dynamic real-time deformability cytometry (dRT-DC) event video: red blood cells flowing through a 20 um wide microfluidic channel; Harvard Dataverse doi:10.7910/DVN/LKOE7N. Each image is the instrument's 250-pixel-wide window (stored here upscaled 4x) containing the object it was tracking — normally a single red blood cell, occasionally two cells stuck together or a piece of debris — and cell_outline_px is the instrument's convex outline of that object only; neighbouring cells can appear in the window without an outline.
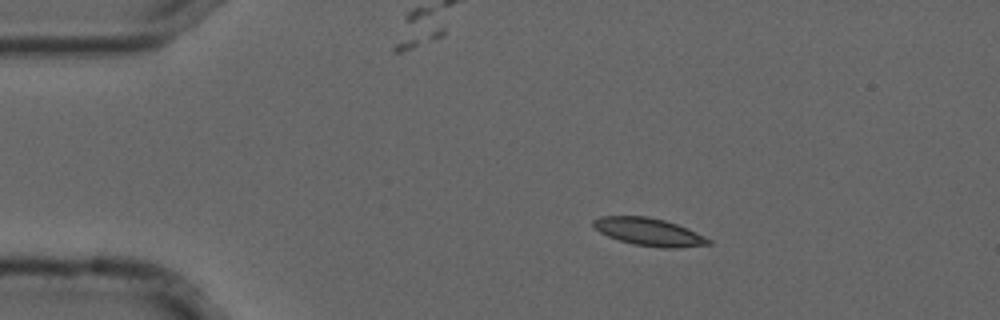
{"species": "common noctule bat (a hibernating species)", "species_latin": "Nyctalus noctula", "temperature_condition": "cold", "stored_images_in_passage": 46, "camera_frame_rate_fps": 3000, "um_per_image_px": 0.085, "animal": {"sex": "male", "forearm_length_mm": 52.5}, "frame": {"image": 1, "passage_image": 1, "time_ms": 0.0, "image_size_px": [1000, 320], "cell_outline_px": [[712, 244], [676, 248], [660, 248], [632, 244], [608, 236], [600, 232], [592, 224], [592, 220], [600, 216], [648, 216], [664, 220], [676, 224], [696, 232], [712, 240]], "centroid_in_image_um": [55.16, 19.71], "position_along_channel_um": 29.8, "area_um2": 18.55}}
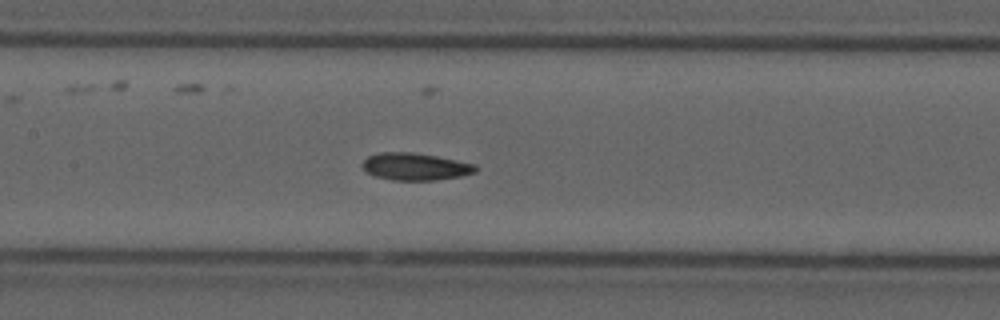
{"frame": {"image": 2, "passage_image": 17, "time_ms": 5.333, "image_size_px": [1000, 320], "cell_outline_px": [[476, 172], [460, 176], [436, 180], [392, 180], [376, 176], [368, 172], [360, 164], [368, 156], [380, 152], [412, 152], [436, 156], [476, 164]], "centroid_in_image_um": [35.29, 14.15], "position_along_channel_um": 172.1, "area_um2": 17.86}}
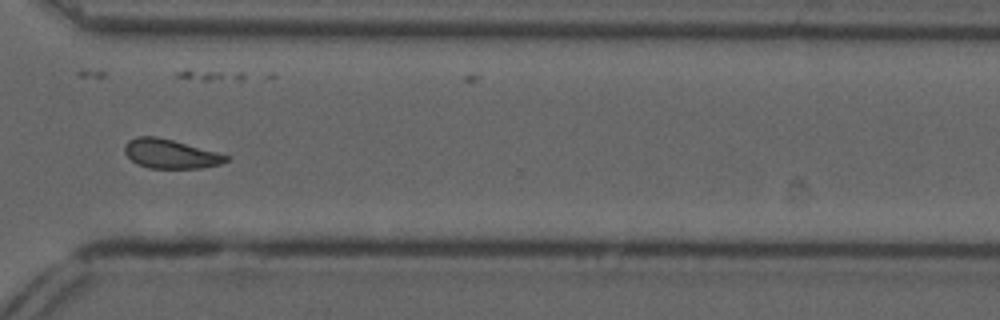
{"frame": {"image": 3, "passage_image": 32, "time_ms": 10.333, "image_size_px": [1000, 320], "cell_outline_px": [[228, 160], [220, 164], [200, 168], [148, 168], [136, 164], [124, 152], [124, 144], [128, 140], [136, 136], [156, 136], [172, 140], [216, 152], [228, 156]], "centroid_in_image_um": [14.43, 13.07], "position_along_channel_um": 356.2, "area_um2": 17.11}, "authors_computed_cell_mechanics": {"area_um2": 17.8024, "velocity_mm_per_s": 3.6843, "shape_relaxation_time_tau1_ms": null, "shape_relaxation_time_tau2_ms": 8.6495, "deformation_change_tau1": null, "deformation_change_tau2": 0.1539}}